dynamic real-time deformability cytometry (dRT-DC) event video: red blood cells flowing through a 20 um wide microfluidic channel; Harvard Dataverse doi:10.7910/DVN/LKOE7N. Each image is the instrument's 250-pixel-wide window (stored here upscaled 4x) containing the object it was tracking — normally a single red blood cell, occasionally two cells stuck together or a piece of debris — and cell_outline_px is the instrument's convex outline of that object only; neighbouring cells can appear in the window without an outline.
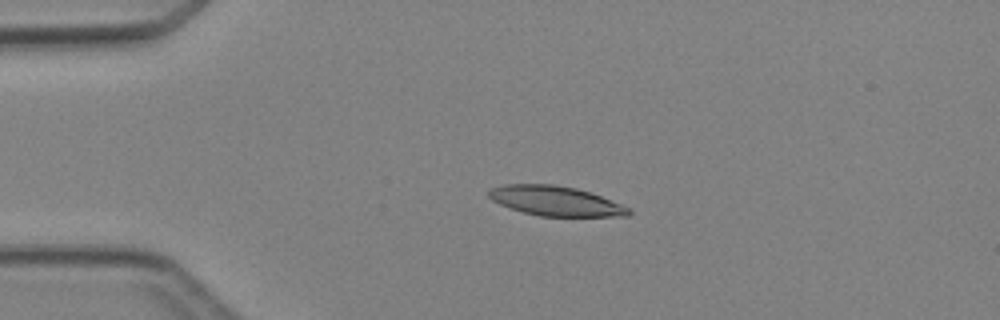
{"species": "Egyptian fruit bat (a non-hibernating species)", "species_latin": "Rousettus aegyptiacus", "temperature_condition": "cold", "stored_images_in_passage": 6, "camera_frame_rate_fps": 3000, "um_per_image_px": 0.085, "animal": {"sex": "female"}, "frame": {"image": 1, "passage_image": 4, "time_ms": 3.333, "image_size_px": [1000, 320], "cell_outline_px": [[632, 212], [628, 216], [540, 216], [524, 212], [500, 204], [492, 200], [488, 196], [488, 192], [492, 188], [504, 184], [556, 184], [576, 188], [592, 192], [632, 208]], "centroid_in_image_um": [47.28, 17.07], "position_along_channel_um": 37.7, "area_um2": 24.33}}
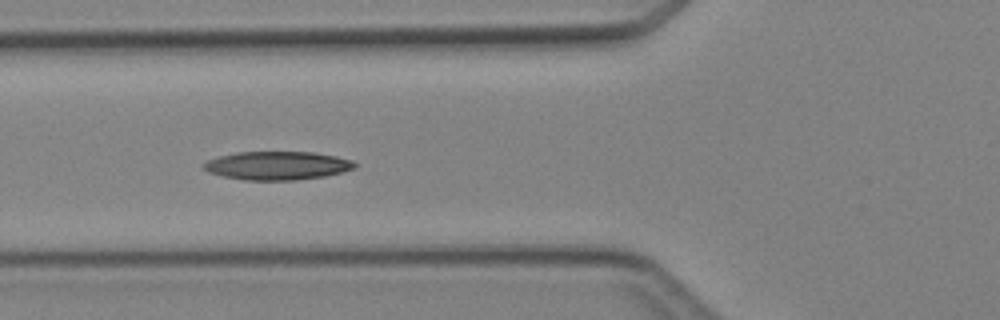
{"frame": {"image": 2, "passage_image": 6, "time_ms": 5.667, "image_size_px": [1000, 320], "cell_outline_px": [[356, 168], [324, 176], [296, 180], [244, 180], [224, 176], [208, 172], [204, 168], [204, 164], [208, 160], [220, 156], [236, 152], [312, 152], [336, 156], [352, 160], [356, 164]], "centroid_in_image_um": [23.58, 14.07], "position_along_channel_um": 102.2, "area_um2": 24.85}}